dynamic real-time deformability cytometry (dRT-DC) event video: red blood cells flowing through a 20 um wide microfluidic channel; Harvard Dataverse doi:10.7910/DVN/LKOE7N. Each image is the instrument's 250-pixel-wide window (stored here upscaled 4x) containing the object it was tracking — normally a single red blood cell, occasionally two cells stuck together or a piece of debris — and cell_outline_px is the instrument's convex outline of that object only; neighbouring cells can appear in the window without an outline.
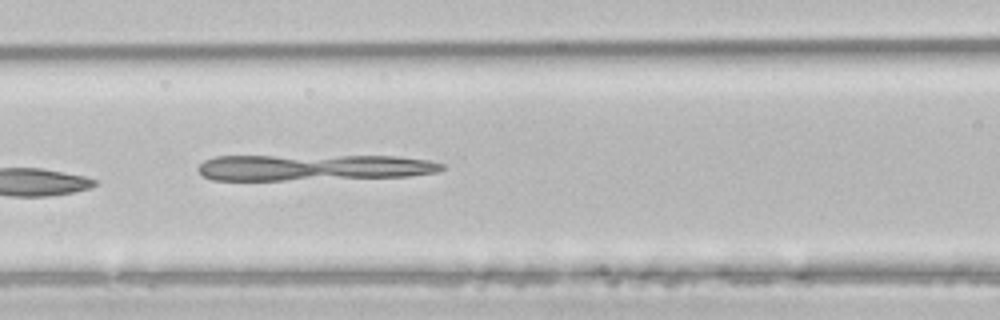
{"species": "common noctule bat (a hibernating species)", "species_latin": "Nyctalus noctula", "temperature_condition": "room temperature", "stored_images_in_passage": 6, "camera_frame_rate_fps": 3000, "um_per_image_px": 0.085, "animal": {"sex": "male", "body_mass_g": 21.5, "forearm_length_mm": 52.0}, "frame": {"image": 1, "passage_image": 6, "time_ms": 1.667, "image_size_px": [1000, 320], "cell_outline_px": [[444, 168], [436, 172], [408, 176], [284, 180], [212, 180], [204, 176], [196, 168], [204, 160], [216, 156], [396, 156], [428, 160], [444, 164]], "centroid_in_image_um": [26.6, 14.23], "position_along_channel_um": 140.0, "area_um2": 37.05}}